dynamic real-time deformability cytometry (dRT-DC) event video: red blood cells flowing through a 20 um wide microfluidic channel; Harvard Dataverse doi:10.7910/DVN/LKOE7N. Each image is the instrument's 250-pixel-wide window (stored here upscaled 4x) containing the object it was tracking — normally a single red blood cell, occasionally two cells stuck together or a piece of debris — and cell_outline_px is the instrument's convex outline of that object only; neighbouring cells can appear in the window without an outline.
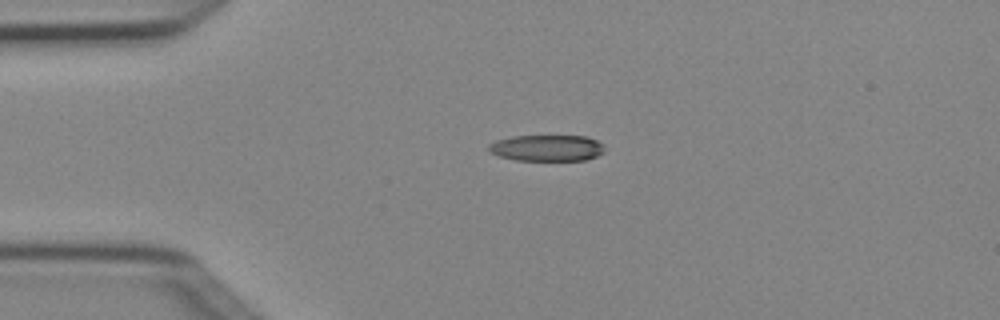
{"species": "Egyptian fruit bat (a non-hibernating species)", "species_latin": "Rousettus aegyptiacus", "temperature_condition": "cold", "stored_images_in_passage": 4, "camera_frame_rate_fps": 3000, "um_per_image_px": 0.085, "animal": {"sex": "female"}, "frame": {"image": 1, "passage_image": 3, "time_ms": 0.667, "image_size_px": [1000, 320], "cell_outline_px": [[604, 152], [596, 156], [584, 160], [516, 160], [500, 156], [488, 152], [488, 144], [496, 140], [512, 136], [584, 136], [596, 140], [604, 144]], "centroid_in_image_um": [46.47, 12.57], "position_along_channel_um": 38.5, "area_um2": 17.74}}